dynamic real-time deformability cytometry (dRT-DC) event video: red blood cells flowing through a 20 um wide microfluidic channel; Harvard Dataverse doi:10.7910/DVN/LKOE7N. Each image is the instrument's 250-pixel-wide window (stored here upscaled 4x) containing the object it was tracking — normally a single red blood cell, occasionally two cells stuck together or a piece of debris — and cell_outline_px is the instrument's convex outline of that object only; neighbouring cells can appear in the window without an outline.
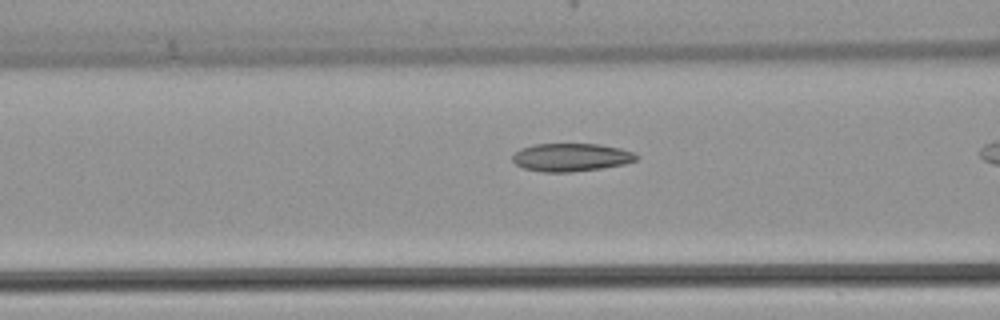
{"species": "common noctule bat (a hibernating species)", "species_latin": "Nyctalus noctula", "temperature_condition": "warm", "stored_images_in_passage": 31, "camera_frame_rate_fps": 3000, "um_per_image_px": 0.085, "animal": {"sex": "female", "body_mass_g": 22.7, "forearm_length_mm": 54.2}, "frame": {"image": 1, "passage_image": 14, "time_ms": 4.333, "image_size_px": [1000, 320], "cell_outline_px": [[640, 156], [636, 160], [624, 164], [600, 168], [572, 172], [540, 172], [524, 168], [516, 164], [512, 160], [512, 156], [520, 148], [532, 144], [600, 144], [620, 148], [636, 152]], "centroid_in_image_um": [48.56, 13.36], "position_along_channel_um": 118.0, "area_um2": 20.4}}